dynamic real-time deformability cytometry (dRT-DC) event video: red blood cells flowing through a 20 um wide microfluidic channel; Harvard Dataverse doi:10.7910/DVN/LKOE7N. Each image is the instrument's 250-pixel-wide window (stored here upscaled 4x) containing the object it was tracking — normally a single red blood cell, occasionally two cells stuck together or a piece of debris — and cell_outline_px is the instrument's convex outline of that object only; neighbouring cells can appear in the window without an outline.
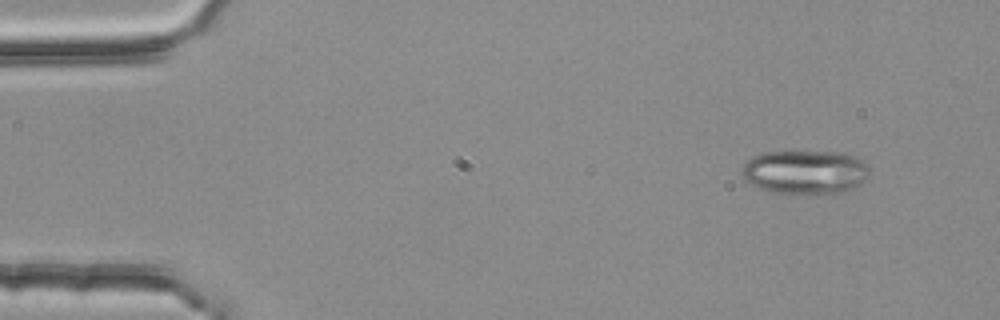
{"species": "common noctule bat (a hibernating species)", "species_latin": "Nyctalus noctula", "temperature_condition": "room temperature", "stored_images_in_passage": 4, "camera_frame_rate_fps": 3000, "um_per_image_px": 0.085, "animal": {"sex": "female", "body_mass_g": 25.1}, "frame": {"image": 1, "passage_image": 1, "time_ms": 0.0, "image_size_px": [1000, 320], "cell_outline_px": [[868, 176], [860, 184], [840, 192], [780, 192], [760, 188], [744, 180], [740, 172], [744, 164], [752, 156], [768, 152], [844, 152], [856, 156], [868, 168]], "centroid_in_image_um": [68.41, 14.59], "position_along_channel_um": 16.6, "area_um2": 31.85}}